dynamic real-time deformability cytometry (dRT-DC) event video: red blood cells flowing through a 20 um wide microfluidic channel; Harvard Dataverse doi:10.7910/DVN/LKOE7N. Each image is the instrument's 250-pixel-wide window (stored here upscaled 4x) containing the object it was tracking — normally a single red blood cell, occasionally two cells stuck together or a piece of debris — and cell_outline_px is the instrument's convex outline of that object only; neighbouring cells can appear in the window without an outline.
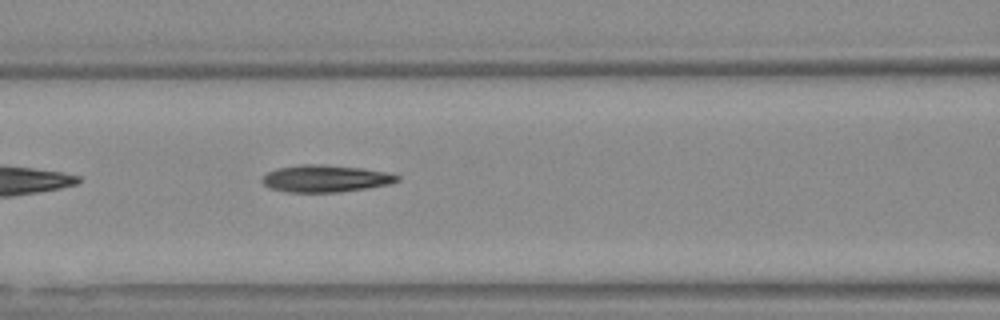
{"species": "Egyptian fruit bat (a non-hibernating species)", "species_latin": "Rousettus aegyptiacus", "temperature_condition": "warm", "stored_images_in_passage": 17, "camera_frame_rate_fps": 3000, "um_per_image_px": 0.085, "animal": {"sex": "female"}, "frame": {"image": 1, "passage_image": 8, "time_ms": 2.333, "image_size_px": [1000, 320], "cell_outline_px": [[400, 180], [388, 184], [368, 188], [336, 192], [288, 192], [272, 188], [264, 184], [260, 180], [268, 172], [276, 168], [300, 164], [320, 164], [360, 168], [388, 172], [400, 176]], "centroid_in_image_um": [27.67, 15.17], "position_along_channel_um": 138.9, "area_um2": 21.21}}
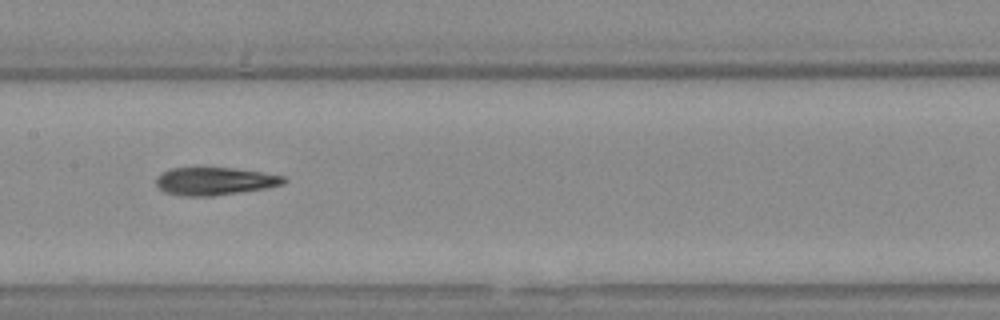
{"frame": {"image": 2, "passage_image": 12, "time_ms": 3.667, "image_size_px": [1000, 320], "cell_outline_px": [[284, 180], [280, 184], [264, 188], [212, 196], [180, 196], [164, 192], [156, 184], [156, 180], [164, 172], [172, 168], [232, 168], [260, 172], [284, 176]], "centroid_in_image_um": [18.19, 15.41], "position_along_channel_um": 189.2, "area_um2": 20.11}}